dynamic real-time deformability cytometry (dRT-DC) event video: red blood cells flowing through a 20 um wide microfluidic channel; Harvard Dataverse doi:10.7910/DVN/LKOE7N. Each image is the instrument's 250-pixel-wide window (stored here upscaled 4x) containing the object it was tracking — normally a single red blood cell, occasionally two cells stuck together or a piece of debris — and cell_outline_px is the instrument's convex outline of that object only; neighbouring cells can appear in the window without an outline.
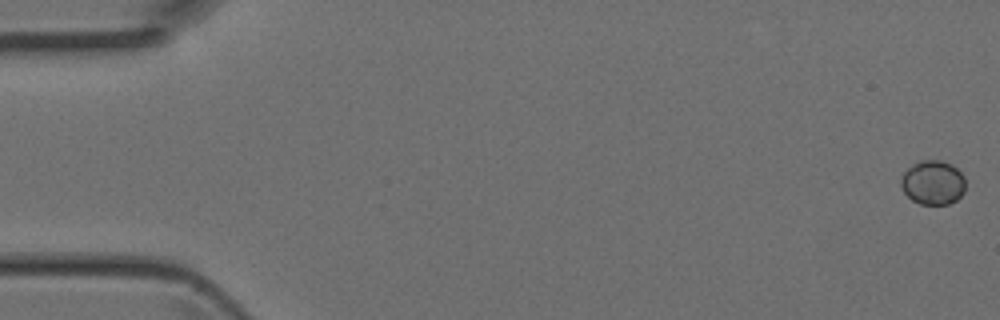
{"species": "Egyptian fruit bat (a non-hibernating species)", "species_latin": "Rousettus aegyptiacus", "temperature_condition": "room temperature", "stored_images_in_passage": 5, "camera_frame_rate_fps": 3000, "um_per_image_px": 0.085, "animal": {"sex": "female"}, "frame": {"image": 1, "passage_image": 1, "time_ms": 0.0, "image_size_px": [1000, 320], "cell_outline_px": [[964, 192], [956, 200], [948, 204], [920, 204], [912, 200], [904, 192], [900, 184], [900, 180], [904, 172], [912, 164], [920, 160], [940, 160], [952, 164], [964, 176]], "centroid_in_image_um": [79.28, 15.51], "position_along_channel_um": 5.7, "area_um2": 16.65}}